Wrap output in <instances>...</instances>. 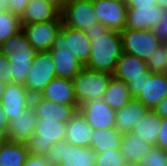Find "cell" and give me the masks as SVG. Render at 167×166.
<instances>
[{"mask_svg":"<svg viewBox=\"0 0 167 166\" xmlns=\"http://www.w3.org/2000/svg\"><path fill=\"white\" fill-rule=\"evenodd\" d=\"M61 10L51 0H31L20 18L21 25L56 20Z\"/></svg>","mask_w":167,"mask_h":166,"instance_id":"18","label":"cell"},{"mask_svg":"<svg viewBox=\"0 0 167 166\" xmlns=\"http://www.w3.org/2000/svg\"><path fill=\"white\" fill-rule=\"evenodd\" d=\"M10 0H0V12L2 11H8Z\"/></svg>","mask_w":167,"mask_h":166,"instance_id":"42","label":"cell"},{"mask_svg":"<svg viewBox=\"0 0 167 166\" xmlns=\"http://www.w3.org/2000/svg\"><path fill=\"white\" fill-rule=\"evenodd\" d=\"M31 106L37 118L58 119V121L65 123L71 120L79 108V105L56 104L40 95L31 98Z\"/></svg>","mask_w":167,"mask_h":166,"instance_id":"15","label":"cell"},{"mask_svg":"<svg viewBox=\"0 0 167 166\" xmlns=\"http://www.w3.org/2000/svg\"><path fill=\"white\" fill-rule=\"evenodd\" d=\"M40 96L55 102L56 104L78 105L73 82L67 78L55 77L45 87Z\"/></svg>","mask_w":167,"mask_h":166,"instance_id":"20","label":"cell"},{"mask_svg":"<svg viewBox=\"0 0 167 166\" xmlns=\"http://www.w3.org/2000/svg\"><path fill=\"white\" fill-rule=\"evenodd\" d=\"M0 81L11 83V75L8 70V58L0 52Z\"/></svg>","mask_w":167,"mask_h":166,"instance_id":"36","label":"cell"},{"mask_svg":"<svg viewBox=\"0 0 167 166\" xmlns=\"http://www.w3.org/2000/svg\"><path fill=\"white\" fill-rule=\"evenodd\" d=\"M9 120L6 113L3 111V107L0 103V126L7 130Z\"/></svg>","mask_w":167,"mask_h":166,"instance_id":"40","label":"cell"},{"mask_svg":"<svg viewBox=\"0 0 167 166\" xmlns=\"http://www.w3.org/2000/svg\"><path fill=\"white\" fill-rule=\"evenodd\" d=\"M92 135L93 128L78 111L67 123L65 140L69 144L87 148L90 147Z\"/></svg>","mask_w":167,"mask_h":166,"instance_id":"22","label":"cell"},{"mask_svg":"<svg viewBox=\"0 0 167 166\" xmlns=\"http://www.w3.org/2000/svg\"><path fill=\"white\" fill-rule=\"evenodd\" d=\"M6 84H7V83H5V82H3V81H0V100H1V97H2L3 92H4V90H5Z\"/></svg>","mask_w":167,"mask_h":166,"instance_id":"45","label":"cell"},{"mask_svg":"<svg viewBox=\"0 0 167 166\" xmlns=\"http://www.w3.org/2000/svg\"><path fill=\"white\" fill-rule=\"evenodd\" d=\"M153 145L132 132L123 133L120 150L126 163L138 165Z\"/></svg>","mask_w":167,"mask_h":166,"instance_id":"23","label":"cell"},{"mask_svg":"<svg viewBox=\"0 0 167 166\" xmlns=\"http://www.w3.org/2000/svg\"><path fill=\"white\" fill-rule=\"evenodd\" d=\"M148 109L133 99L123 108L116 111L115 127L119 132L128 133L133 130L139 119H142Z\"/></svg>","mask_w":167,"mask_h":166,"instance_id":"24","label":"cell"},{"mask_svg":"<svg viewBox=\"0 0 167 166\" xmlns=\"http://www.w3.org/2000/svg\"><path fill=\"white\" fill-rule=\"evenodd\" d=\"M59 48L67 49L85 65L91 53V40L87 37L86 32L63 24L51 49Z\"/></svg>","mask_w":167,"mask_h":166,"instance_id":"10","label":"cell"},{"mask_svg":"<svg viewBox=\"0 0 167 166\" xmlns=\"http://www.w3.org/2000/svg\"><path fill=\"white\" fill-rule=\"evenodd\" d=\"M50 166H95L96 152L91 147H80L62 140L44 156Z\"/></svg>","mask_w":167,"mask_h":166,"instance_id":"6","label":"cell"},{"mask_svg":"<svg viewBox=\"0 0 167 166\" xmlns=\"http://www.w3.org/2000/svg\"><path fill=\"white\" fill-rule=\"evenodd\" d=\"M91 40V53L86 68L114 74L117 61L123 52L119 31L108 29L102 23L93 24L86 31Z\"/></svg>","mask_w":167,"mask_h":166,"instance_id":"1","label":"cell"},{"mask_svg":"<svg viewBox=\"0 0 167 166\" xmlns=\"http://www.w3.org/2000/svg\"><path fill=\"white\" fill-rule=\"evenodd\" d=\"M22 30L20 18L9 11L0 12V45Z\"/></svg>","mask_w":167,"mask_h":166,"instance_id":"29","label":"cell"},{"mask_svg":"<svg viewBox=\"0 0 167 166\" xmlns=\"http://www.w3.org/2000/svg\"><path fill=\"white\" fill-rule=\"evenodd\" d=\"M22 166H50L44 156L29 154Z\"/></svg>","mask_w":167,"mask_h":166,"instance_id":"37","label":"cell"},{"mask_svg":"<svg viewBox=\"0 0 167 166\" xmlns=\"http://www.w3.org/2000/svg\"><path fill=\"white\" fill-rule=\"evenodd\" d=\"M112 1H116V2H125V0H112Z\"/></svg>","mask_w":167,"mask_h":166,"instance_id":"48","label":"cell"},{"mask_svg":"<svg viewBox=\"0 0 167 166\" xmlns=\"http://www.w3.org/2000/svg\"><path fill=\"white\" fill-rule=\"evenodd\" d=\"M92 3L99 23L119 32L125 28L128 12L126 2L92 0Z\"/></svg>","mask_w":167,"mask_h":166,"instance_id":"12","label":"cell"},{"mask_svg":"<svg viewBox=\"0 0 167 166\" xmlns=\"http://www.w3.org/2000/svg\"><path fill=\"white\" fill-rule=\"evenodd\" d=\"M157 5L156 0H127L126 6L128 8L135 7H153Z\"/></svg>","mask_w":167,"mask_h":166,"instance_id":"38","label":"cell"},{"mask_svg":"<svg viewBox=\"0 0 167 166\" xmlns=\"http://www.w3.org/2000/svg\"><path fill=\"white\" fill-rule=\"evenodd\" d=\"M146 72H148V69L145 60L122 52L113 76L128 84L133 79L143 78Z\"/></svg>","mask_w":167,"mask_h":166,"instance_id":"21","label":"cell"},{"mask_svg":"<svg viewBox=\"0 0 167 166\" xmlns=\"http://www.w3.org/2000/svg\"><path fill=\"white\" fill-rule=\"evenodd\" d=\"M29 154L27 144L8 141L0 152V166H22Z\"/></svg>","mask_w":167,"mask_h":166,"instance_id":"28","label":"cell"},{"mask_svg":"<svg viewBox=\"0 0 167 166\" xmlns=\"http://www.w3.org/2000/svg\"><path fill=\"white\" fill-rule=\"evenodd\" d=\"M156 3L167 12V0H156Z\"/></svg>","mask_w":167,"mask_h":166,"instance_id":"43","label":"cell"},{"mask_svg":"<svg viewBox=\"0 0 167 166\" xmlns=\"http://www.w3.org/2000/svg\"><path fill=\"white\" fill-rule=\"evenodd\" d=\"M112 76L107 72L91 70L84 66L72 80L79 107L89 101L102 99Z\"/></svg>","mask_w":167,"mask_h":166,"instance_id":"5","label":"cell"},{"mask_svg":"<svg viewBox=\"0 0 167 166\" xmlns=\"http://www.w3.org/2000/svg\"><path fill=\"white\" fill-rule=\"evenodd\" d=\"M123 133L116 127L93 130L90 147L94 152H105L112 149H120Z\"/></svg>","mask_w":167,"mask_h":166,"instance_id":"27","label":"cell"},{"mask_svg":"<svg viewBox=\"0 0 167 166\" xmlns=\"http://www.w3.org/2000/svg\"><path fill=\"white\" fill-rule=\"evenodd\" d=\"M66 126L58 119L37 118L34 134L27 143L30 154L45 156L55 143L65 140Z\"/></svg>","mask_w":167,"mask_h":166,"instance_id":"4","label":"cell"},{"mask_svg":"<svg viewBox=\"0 0 167 166\" xmlns=\"http://www.w3.org/2000/svg\"><path fill=\"white\" fill-rule=\"evenodd\" d=\"M61 18L65 26L86 31L98 23L92 0H80L61 9Z\"/></svg>","mask_w":167,"mask_h":166,"instance_id":"11","label":"cell"},{"mask_svg":"<svg viewBox=\"0 0 167 166\" xmlns=\"http://www.w3.org/2000/svg\"><path fill=\"white\" fill-rule=\"evenodd\" d=\"M32 96L22 84L7 83L0 103L9 121L31 106Z\"/></svg>","mask_w":167,"mask_h":166,"instance_id":"14","label":"cell"},{"mask_svg":"<svg viewBox=\"0 0 167 166\" xmlns=\"http://www.w3.org/2000/svg\"><path fill=\"white\" fill-rule=\"evenodd\" d=\"M102 99L115 111L123 108L133 100L128 84L122 80L116 79L114 76L110 78Z\"/></svg>","mask_w":167,"mask_h":166,"instance_id":"25","label":"cell"},{"mask_svg":"<svg viewBox=\"0 0 167 166\" xmlns=\"http://www.w3.org/2000/svg\"><path fill=\"white\" fill-rule=\"evenodd\" d=\"M56 77L54 63L49 52H37L29 69L24 87L33 96L40 95Z\"/></svg>","mask_w":167,"mask_h":166,"instance_id":"8","label":"cell"},{"mask_svg":"<svg viewBox=\"0 0 167 166\" xmlns=\"http://www.w3.org/2000/svg\"><path fill=\"white\" fill-rule=\"evenodd\" d=\"M120 35L123 52L145 61L162 44L153 29L135 30L124 28L120 31Z\"/></svg>","mask_w":167,"mask_h":166,"instance_id":"7","label":"cell"},{"mask_svg":"<svg viewBox=\"0 0 167 166\" xmlns=\"http://www.w3.org/2000/svg\"><path fill=\"white\" fill-rule=\"evenodd\" d=\"M123 166H137V165H134V164H131V163H125Z\"/></svg>","mask_w":167,"mask_h":166,"instance_id":"47","label":"cell"},{"mask_svg":"<svg viewBox=\"0 0 167 166\" xmlns=\"http://www.w3.org/2000/svg\"><path fill=\"white\" fill-rule=\"evenodd\" d=\"M166 11L160 6L128 8L125 28L135 30L154 29Z\"/></svg>","mask_w":167,"mask_h":166,"instance_id":"17","label":"cell"},{"mask_svg":"<svg viewBox=\"0 0 167 166\" xmlns=\"http://www.w3.org/2000/svg\"><path fill=\"white\" fill-rule=\"evenodd\" d=\"M0 139H8V136L6 134V130L0 126Z\"/></svg>","mask_w":167,"mask_h":166,"instance_id":"44","label":"cell"},{"mask_svg":"<svg viewBox=\"0 0 167 166\" xmlns=\"http://www.w3.org/2000/svg\"><path fill=\"white\" fill-rule=\"evenodd\" d=\"M153 30L162 43H167V12L162 17L160 23L154 27Z\"/></svg>","mask_w":167,"mask_h":166,"instance_id":"35","label":"cell"},{"mask_svg":"<svg viewBox=\"0 0 167 166\" xmlns=\"http://www.w3.org/2000/svg\"><path fill=\"white\" fill-rule=\"evenodd\" d=\"M137 166H167V152L152 146Z\"/></svg>","mask_w":167,"mask_h":166,"instance_id":"32","label":"cell"},{"mask_svg":"<svg viewBox=\"0 0 167 166\" xmlns=\"http://www.w3.org/2000/svg\"><path fill=\"white\" fill-rule=\"evenodd\" d=\"M131 97L141 102L147 109L154 110L167 96V74L146 72L143 78L128 83Z\"/></svg>","mask_w":167,"mask_h":166,"instance_id":"3","label":"cell"},{"mask_svg":"<svg viewBox=\"0 0 167 166\" xmlns=\"http://www.w3.org/2000/svg\"><path fill=\"white\" fill-rule=\"evenodd\" d=\"M54 63L56 77L73 80L84 65L67 49H50L48 51Z\"/></svg>","mask_w":167,"mask_h":166,"instance_id":"19","label":"cell"},{"mask_svg":"<svg viewBox=\"0 0 167 166\" xmlns=\"http://www.w3.org/2000/svg\"><path fill=\"white\" fill-rule=\"evenodd\" d=\"M78 111L93 130L115 127L116 111L109 107L103 99L82 104Z\"/></svg>","mask_w":167,"mask_h":166,"instance_id":"13","label":"cell"},{"mask_svg":"<svg viewBox=\"0 0 167 166\" xmlns=\"http://www.w3.org/2000/svg\"><path fill=\"white\" fill-rule=\"evenodd\" d=\"M154 112L160 118H167V96L158 103L154 109Z\"/></svg>","mask_w":167,"mask_h":166,"instance_id":"39","label":"cell"},{"mask_svg":"<svg viewBox=\"0 0 167 166\" xmlns=\"http://www.w3.org/2000/svg\"><path fill=\"white\" fill-rule=\"evenodd\" d=\"M22 31L36 52H48L62 29L61 15L56 20L21 25Z\"/></svg>","mask_w":167,"mask_h":166,"instance_id":"9","label":"cell"},{"mask_svg":"<svg viewBox=\"0 0 167 166\" xmlns=\"http://www.w3.org/2000/svg\"><path fill=\"white\" fill-rule=\"evenodd\" d=\"M160 123L161 118L154 110L148 109L131 132L155 146L157 144L158 133L160 132Z\"/></svg>","mask_w":167,"mask_h":166,"instance_id":"26","label":"cell"},{"mask_svg":"<svg viewBox=\"0 0 167 166\" xmlns=\"http://www.w3.org/2000/svg\"><path fill=\"white\" fill-rule=\"evenodd\" d=\"M60 10L63 9L68 4H71L80 0H51Z\"/></svg>","mask_w":167,"mask_h":166,"instance_id":"41","label":"cell"},{"mask_svg":"<svg viewBox=\"0 0 167 166\" xmlns=\"http://www.w3.org/2000/svg\"><path fill=\"white\" fill-rule=\"evenodd\" d=\"M8 11L13 15L21 18L24 13L25 7L28 4V0H10Z\"/></svg>","mask_w":167,"mask_h":166,"instance_id":"34","label":"cell"},{"mask_svg":"<svg viewBox=\"0 0 167 166\" xmlns=\"http://www.w3.org/2000/svg\"><path fill=\"white\" fill-rule=\"evenodd\" d=\"M155 146L167 152V118H161L160 132Z\"/></svg>","mask_w":167,"mask_h":166,"instance_id":"33","label":"cell"},{"mask_svg":"<svg viewBox=\"0 0 167 166\" xmlns=\"http://www.w3.org/2000/svg\"><path fill=\"white\" fill-rule=\"evenodd\" d=\"M0 52L8 58L11 83L25 84L29 69L37 53L21 30L0 45Z\"/></svg>","mask_w":167,"mask_h":166,"instance_id":"2","label":"cell"},{"mask_svg":"<svg viewBox=\"0 0 167 166\" xmlns=\"http://www.w3.org/2000/svg\"><path fill=\"white\" fill-rule=\"evenodd\" d=\"M37 125V117L32 106L23 111L22 114L15 116L9 121L6 134L11 143L27 144L30 137L34 134Z\"/></svg>","mask_w":167,"mask_h":166,"instance_id":"16","label":"cell"},{"mask_svg":"<svg viewBox=\"0 0 167 166\" xmlns=\"http://www.w3.org/2000/svg\"><path fill=\"white\" fill-rule=\"evenodd\" d=\"M125 163L124 156L120 149L96 153L95 166H123Z\"/></svg>","mask_w":167,"mask_h":166,"instance_id":"31","label":"cell"},{"mask_svg":"<svg viewBox=\"0 0 167 166\" xmlns=\"http://www.w3.org/2000/svg\"><path fill=\"white\" fill-rule=\"evenodd\" d=\"M148 71L156 74H167V47L162 43L146 60Z\"/></svg>","mask_w":167,"mask_h":166,"instance_id":"30","label":"cell"},{"mask_svg":"<svg viewBox=\"0 0 167 166\" xmlns=\"http://www.w3.org/2000/svg\"><path fill=\"white\" fill-rule=\"evenodd\" d=\"M8 142V139H0V152L2 151L5 144Z\"/></svg>","mask_w":167,"mask_h":166,"instance_id":"46","label":"cell"}]
</instances>
